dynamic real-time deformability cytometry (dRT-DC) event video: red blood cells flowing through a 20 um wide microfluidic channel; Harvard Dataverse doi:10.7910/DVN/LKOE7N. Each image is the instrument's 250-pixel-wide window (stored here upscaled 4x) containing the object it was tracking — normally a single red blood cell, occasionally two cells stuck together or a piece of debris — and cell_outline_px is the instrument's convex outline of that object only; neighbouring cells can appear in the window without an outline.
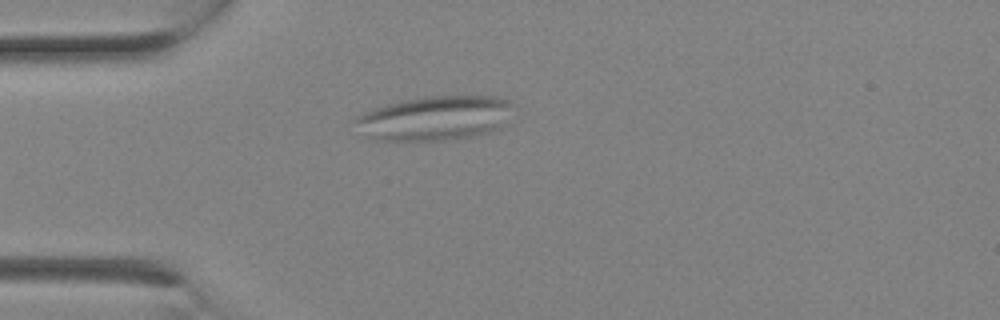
{"species": "Egyptian fruit bat (a non-hibernating species)", "species_latin": "Rousettus aegyptiacus", "temperature_condition": "room temperature", "stored_images_in_passage": 2, "camera_frame_rate_fps": 3000, "um_per_image_px": 0.085, "animal": {"sex": "female"}, "frame": {"image": 1, "passage_image": 2, "time_ms": 0.333, "image_size_px": [1000, 320], "cell_outline_px": [[516, 104], [500, 128], [492, 132], [480, 136], [448, 140], [372, 140], [364, 136], [352, 120], [356, 116], [364, 112], [388, 104], [404, 100], [428, 96], [496, 96], [508, 100]], "centroid_in_image_um": [36.99, 10.05], "position_along_channel_um": 48.0, "area_um2": 41.33}}